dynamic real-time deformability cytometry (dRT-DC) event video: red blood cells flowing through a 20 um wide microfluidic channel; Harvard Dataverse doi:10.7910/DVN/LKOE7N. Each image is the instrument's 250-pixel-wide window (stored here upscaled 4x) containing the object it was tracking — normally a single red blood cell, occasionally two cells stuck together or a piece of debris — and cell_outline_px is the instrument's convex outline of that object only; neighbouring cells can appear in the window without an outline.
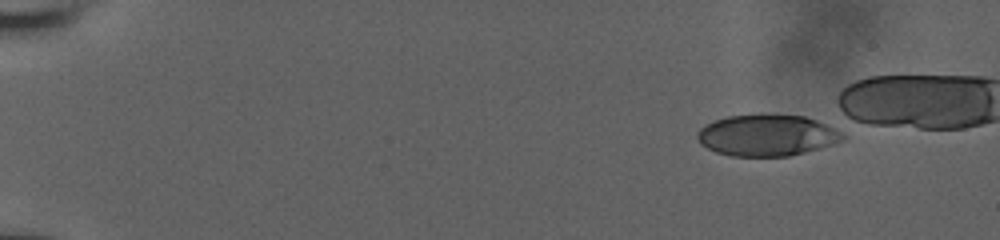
{"species": "human", "species_latin": "Homo sapiens", "temperature_condition": "room temperature", "stored_images_in_passage": 1, "camera_frame_rate_fps": 3000, "um_per_image_px": 0.085, "donor": {"sex": "male"}, "frame": {"image": 1, "passage_image": 1, "time_ms": 0.0, "image_size_px": [1000, 240], "cell_outline_px": [[848, 136], [844, 140], [836, 144], [788, 156], [732, 156], [716, 152], [700, 144], [696, 136], [696, 132], [700, 128], [716, 120], [728, 116], [804, 116], [816, 120]], "centroid_in_image_um": [65.2, 11.53], "position_along_channel_um": 19.8, "area_um2": 34.45}}